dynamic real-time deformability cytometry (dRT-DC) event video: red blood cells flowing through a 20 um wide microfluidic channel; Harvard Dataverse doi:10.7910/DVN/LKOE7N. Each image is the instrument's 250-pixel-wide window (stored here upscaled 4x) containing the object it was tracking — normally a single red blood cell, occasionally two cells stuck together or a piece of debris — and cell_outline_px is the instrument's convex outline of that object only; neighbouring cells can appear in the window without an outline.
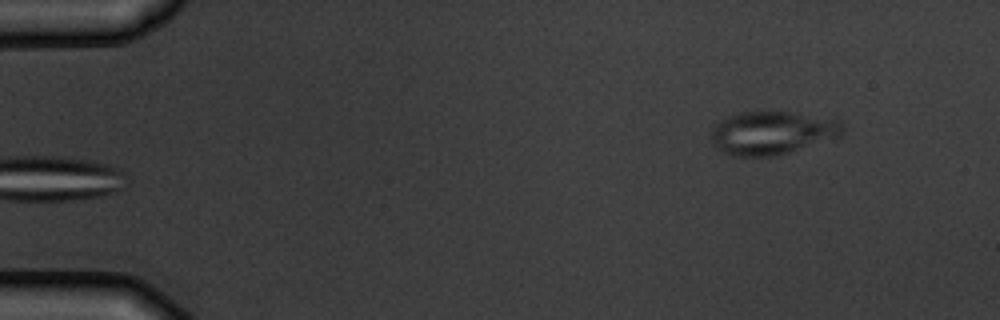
{"species": "common noctule bat (a hibernating species)", "species_latin": "Nyctalus noctula", "temperature_condition": "warm", "stored_images_in_passage": 4, "camera_frame_rate_fps": 3000, "um_per_image_px": 0.085, "animal": {"sex": "male", "body_mass_g": 19.5, "forearm_length_mm": 54.6}, "frame": {"image": 1, "passage_image": 4, "time_ms": 3.667, "image_size_px": [1000, 320], "cell_outline_px": [[844, 132], [840, 136], [788, 152], [772, 156], [732, 156], [716, 148], [712, 144], [712, 132], [716, 124], [720, 120], [728, 116], [740, 112], [788, 112], [840, 120], [844, 128]], "centroid_in_image_um": [65.61, 11.29], "position_along_channel_um": 19.4, "area_um2": 32.71}}